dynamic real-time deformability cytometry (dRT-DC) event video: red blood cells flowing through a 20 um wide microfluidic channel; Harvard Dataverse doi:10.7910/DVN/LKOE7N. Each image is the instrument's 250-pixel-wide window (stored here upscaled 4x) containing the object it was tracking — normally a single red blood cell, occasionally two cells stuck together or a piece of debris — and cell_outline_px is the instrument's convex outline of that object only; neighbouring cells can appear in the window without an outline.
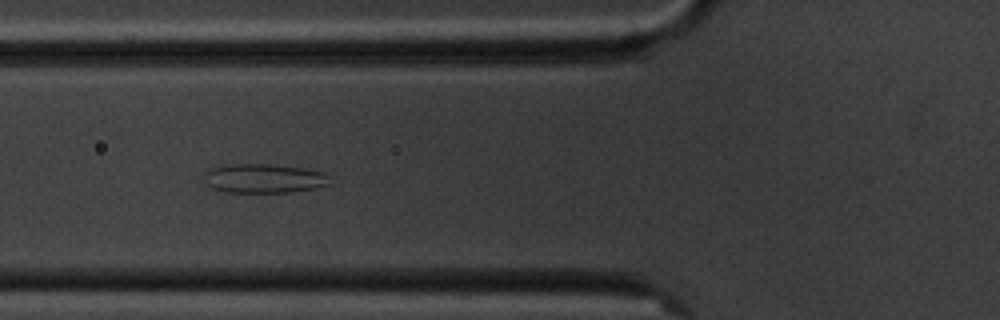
{"species": "common noctule bat (a hibernating species)", "species_latin": "Nyctalus noctula", "temperature_condition": "cold", "stored_images_in_passage": 10, "camera_frame_rate_fps": 3000, "um_per_image_px": 0.085, "animal": {"sex": "male", "body_mass_g": 20.1, "forearm_length_mm": 53.5}, "frame": {"image": 1, "passage_image": 4, "time_ms": 4.333, "image_size_px": [1000, 320], "cell_outline_px": [[332, 184], [316, 188], [288, 192], [224, 192], [212, 188], [208, 184], [204, 172], [212, 168], [224, 164], [268, 164], [304, 168], [324, 172]], "centroid_in_image_um": [22.45, 15.16], "position_along_channel_um": 103.4, "area_um2": 21.33}}
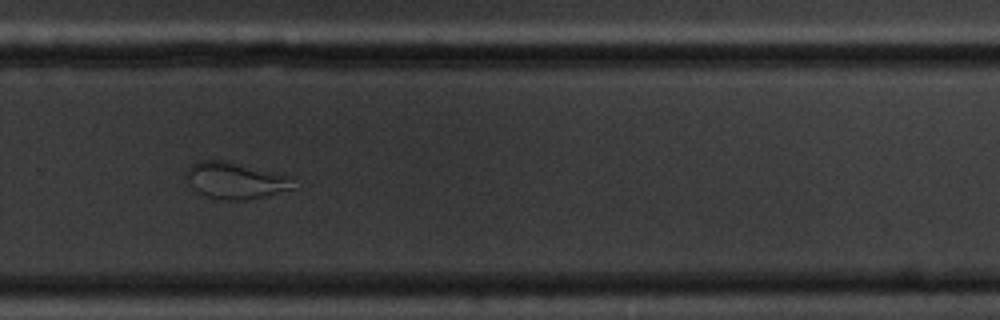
{"frame": {"image": 2, "passage_image": 9, "time_ms": 10.333, "image_size_px": [1000, 320], "cell_outline_px": [[292, 188], [264, 196], [244, 200], [224, 200], [208, 196], [196, 192], [184, 172], [192, 164], [200, 160], [220, 160], [284, 172], [288, 176], [292, 184]], "centroid_in_image_um": [20.0, 15.32], "position_along_channel_um": 309.8, "area_um2": 22.66}}
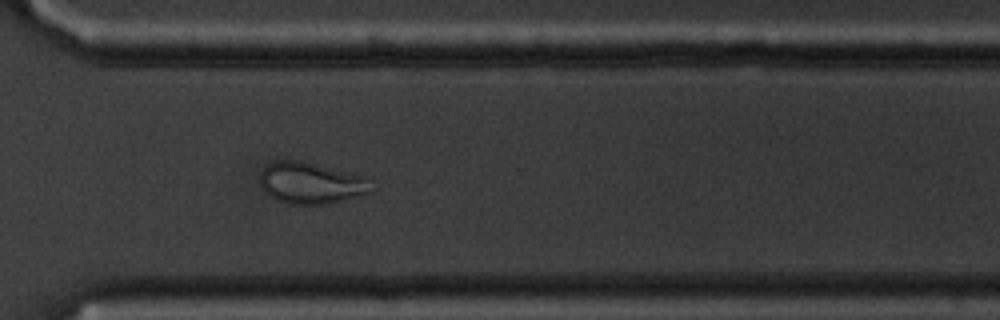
{"frame": {"image": 3, "passage_image": 10, "time_ms": 11.333, "image_size_px": [1000, 320], "cell_outline_px": [[376, 192], [332, 204], [292, 204], [280, 200], [264, 192], [260, 184], [260, 172], [268, 164], [276, 160], [300, 160], [364, 176], [376, 188]], "centroid_in_image_um": [26.51, 15.57], "position_along_channel_um": 344.1, "area_um2": 27.22}}